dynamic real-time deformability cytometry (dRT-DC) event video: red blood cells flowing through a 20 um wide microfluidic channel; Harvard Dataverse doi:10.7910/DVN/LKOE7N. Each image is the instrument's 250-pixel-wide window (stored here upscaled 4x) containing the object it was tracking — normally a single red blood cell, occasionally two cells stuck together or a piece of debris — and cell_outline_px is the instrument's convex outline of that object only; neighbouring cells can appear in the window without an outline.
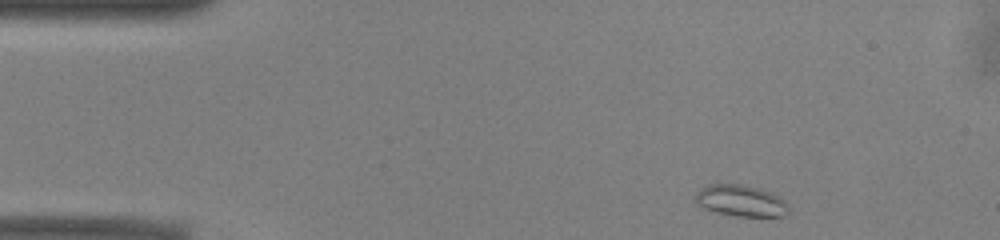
{"species": "common noctule bat (a hibernating species)", "species_latin": "Nyctalus noctula", "temperature_condition": "warm", "stored_images_in_passage": 46, "camera_frame_rate_fps": 3000, "um_per_image_px": 0.085, "animal": {"sex": "male", "body_mass_g": 13.0, "forearm_length_mm": 53.1}, "frame": {"image": 1, "passage_image": 1, "time_ms": 0.0, "image_size_px": [1000, 240], "cell_outline_px": [[792, 208], [784, 216], [736, 216], [716, 212], [704, 208], [696, 204], [696, 192], [700, 188], [708, 184], [740, 184], [760, 188], [784, 200]], "centroid_in_image_um": [62.97, 17.06], "position_along_channel_um": 22.0, "area_um2": 17.11}}
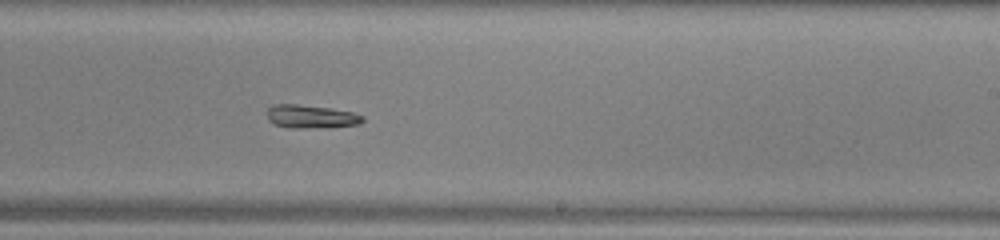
{"frame": {"image": 2, "passage_image": 25, "time_ms": 8.0, "image_size_px": [1000, 240], "cell_outline_px": [[364, 120], [360, 124], [328, 128], [292, 128], [272, 124], [268, 120], [268, 108], [272, 104], [296, 104], [332, 108], [352, 112], [364, 116]], "centroid_in_image_um": [26.45, 9.92], "position_along_channel_um": 262.6, "area_um2": 13.24}}
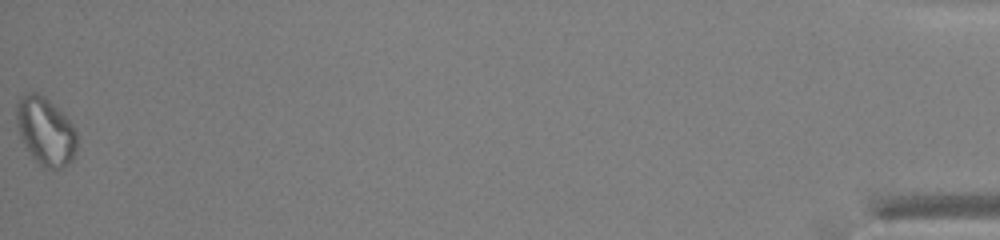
{"frame": {"image": 3, "passage_image": 46, "time_ms": 15.0, "image_size_px": [1000, 240], "cell_outline_px": [[76, 152], [72, 160], [64, 168], [44, 168], [28, 152], [20, 136], [16, 124], [16, 104], [20, 96], [28, 92], [36, 92], [44, 96], [64, 112], [72, 124], [76, 132]], "centroid_in_image_um": [3.87, 11.13], "position_along_channel_um": 431.3, "area_um2": 24.22}}